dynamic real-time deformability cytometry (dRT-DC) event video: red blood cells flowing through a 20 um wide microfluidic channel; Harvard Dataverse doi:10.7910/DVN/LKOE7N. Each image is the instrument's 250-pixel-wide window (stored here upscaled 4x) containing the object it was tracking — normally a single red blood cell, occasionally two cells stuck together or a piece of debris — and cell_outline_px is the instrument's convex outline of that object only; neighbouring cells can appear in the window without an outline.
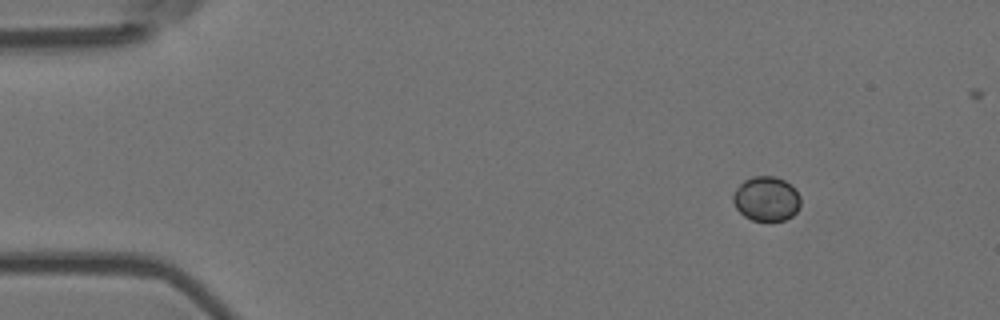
{"species": "Egyptian fruit bat (a non-hibernating species)", "species_latin": "Rousettus aegyptiacus", "temperature_condition": "room temperature", "stored_images_in_passage": 4, "camera_frame_rate_fps": 3000, "um_per_image_px": 0.085, "animal": {"sex": "female"}, "frame": {"image": 1, "passage_image": 1, "time_ms": 0.0, "image_size_px": [1000, 320], "cell_outline_px": [[800, 208], [792, 216], [784, 220], [752, 220], [744, 216], [736, 208], [732, 200], [732, 196], [736, 188], [744, 180], [752, 176], [776, 176], [784, 180], [796, 188], [800, 196]], "centroid_in_image_um": [65.15, 16.88], "position_along_channel_um": 19.9, "area_um2": 17.69}}
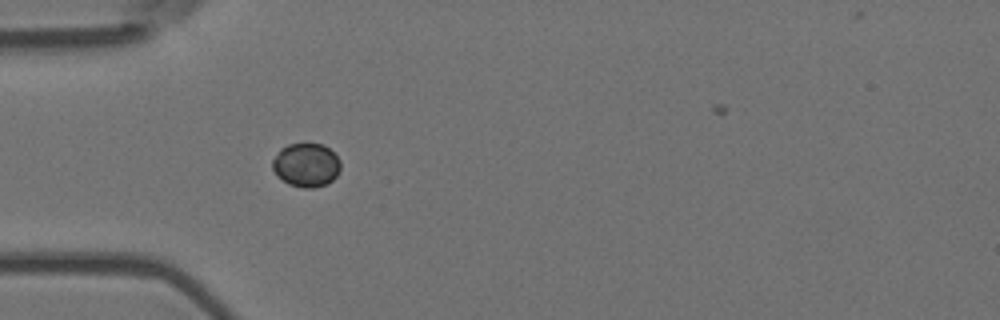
{"frame": {"image": 2, "passage_image": 4, "time_ms": 1.0, "image_size_px": [1000, 320], "cell_outline_px": [[340, 172], [328, 184], [312, 188], [304, 188], [288, 184], [276, 176], [272, 168], [272, 160], [280, 148], [288, 144], [324, 144], [340, 160]], "centroid_in_image_um": [26.01, 14.04], "position_along_channel_um": 59.0, "area_um2": 17.51}}